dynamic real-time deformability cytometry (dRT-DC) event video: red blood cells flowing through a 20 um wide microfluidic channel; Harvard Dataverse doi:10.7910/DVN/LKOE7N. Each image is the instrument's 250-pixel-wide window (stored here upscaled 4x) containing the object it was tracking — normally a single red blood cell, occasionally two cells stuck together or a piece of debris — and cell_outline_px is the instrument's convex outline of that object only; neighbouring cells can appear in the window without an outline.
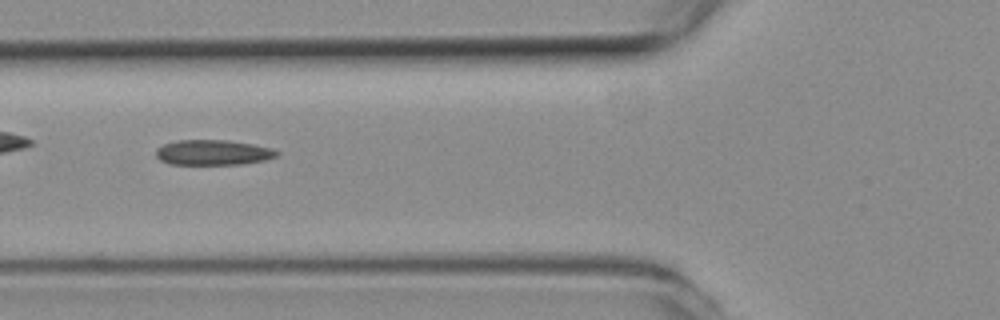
{"species": "common noctule bat (a hibernating species)", "species_latin": "Nyctalus noctula", "temperature_condition": "room temperature", "stored_images_in_passage": 7, "camera_frame_rate_fps": 3000, "um_per_image_px": 0.085, "animal": {"sex": "female", "body_mass_g": 19.3, "forearm_length_mm": 54.1}, "frame": {"image": 1, "passage_image": 5, "time_ms": 1.333, "image_size_px": [1000, 320], "cell_outline_px": [[280, 152], [276, 156], [264, 160], [244, 164], [168, 164], [160, 160], [156, 156], [156, 148], [164, 144], [176, 140], [228, 140], [252, 144], [272, 148]], "centroid_in_image_um": [18.09, 12.96], "position_along_channel_um": 107.7, "area_um2": 17.8}}